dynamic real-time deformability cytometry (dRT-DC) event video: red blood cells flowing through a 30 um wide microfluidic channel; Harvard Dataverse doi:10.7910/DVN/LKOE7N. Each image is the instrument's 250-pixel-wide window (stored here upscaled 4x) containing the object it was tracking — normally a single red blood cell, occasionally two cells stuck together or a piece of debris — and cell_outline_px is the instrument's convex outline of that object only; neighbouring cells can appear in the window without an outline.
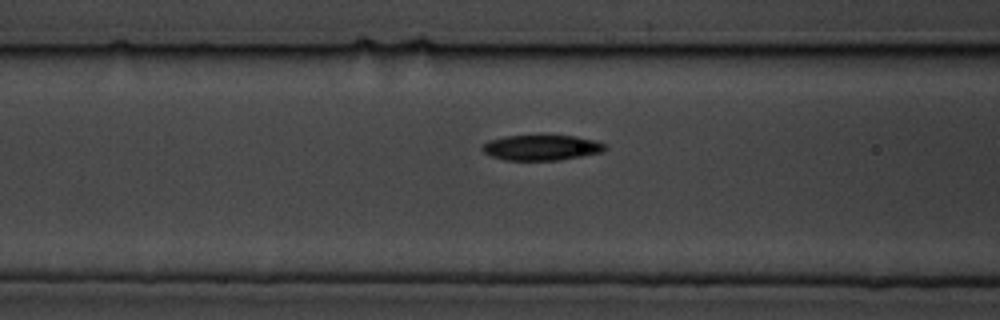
{"species": "common noctule bat (a hibernating species)", "species_latin": "Nyctalus noctula", "temperature_condition": "cold", "stored_images_in_passage": 22, "camera_frame_rate_fps": 3000, "um_per_image_px": 0.085, "animal": {"sex": "male", "body_mass_g": 19.5, "forearm_length_mm": 54.6}, "frame": {"image": 1, "passage_image": 20, "time_ms": 6.333, "image_size_px": [1000, 320], "cell_outline_px": [[608, 148], [600, 152], [560, 160], [504, 160], [492, 156], [484, 152], [480, 148], [488, 140], [504, 136], [544, 132], [576, 136], [596, 140], [604, 144]], "centroid_in_image_um": [46.01, 12.48], "position_along_channel_um": 120.6, "area_um2": 19.07}}